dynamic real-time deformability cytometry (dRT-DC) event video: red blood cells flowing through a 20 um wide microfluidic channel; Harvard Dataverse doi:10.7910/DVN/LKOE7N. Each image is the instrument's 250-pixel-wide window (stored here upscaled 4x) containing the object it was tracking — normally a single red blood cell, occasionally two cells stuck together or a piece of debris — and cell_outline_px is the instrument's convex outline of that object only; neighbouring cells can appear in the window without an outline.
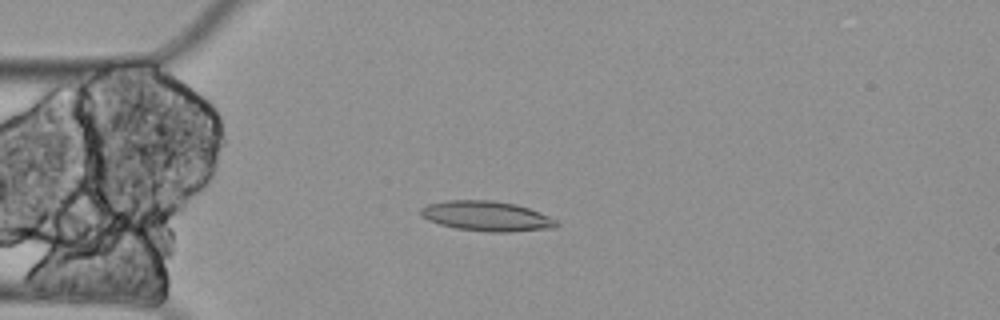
{"species": "Egyptian fruit bat (a non-hibernating species)", "species_latin": "Rousettus aegyptiacus", "temperature_condition": "cold", "stored_images_in_passage": 58, "camera_frame_rate_fps": 3000, "um_per_image_px": 0.085, "animal": {"sex": "female"}, "frame": {"image": 1, "passage_image": 14, "time_ms": 4.333, "image_size_px": [1000, 320], "cell_outline_px": [[560, 224], [556, 228], [512, 232], [488, 232], [456, 228], [440, 224], [428, 220], [420, 212], [420, 208], [428, 204], [448, 200], [492, 200], [516, 204], [540, 212], [556, 220]], "centroid_in_image_um": [41.41, 18.37], "position_along_channel_um": 43.6, "area_um2": 23.76}}
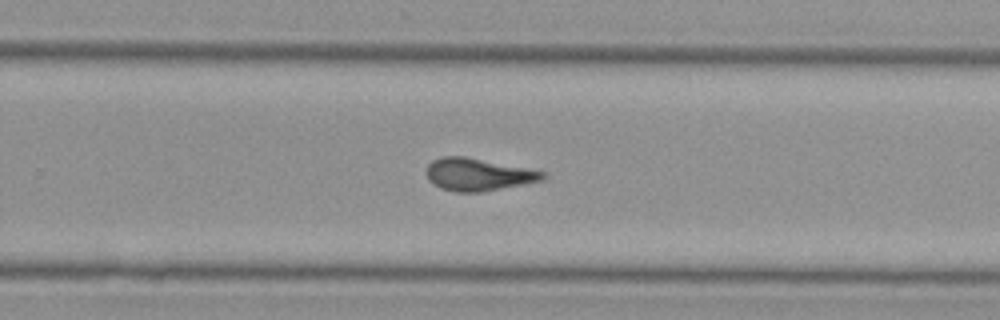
{"frame": {"image": 2, "passage_image": 37, "time_ms": 12.0, "image_size_px": [1000, 320], "cell_outline_px": [[548, 176], [544, 180], [480, 192], [456, 192], [440, 188], [432, 184], [428, 180], [424, 172], [428, 164], [432, 160], [440, 156], [464, 156], [544, 172]], "centroid_in_image_um": [40.56, 14.83], "position_along_channel_um": 289.2, "area_um2": 21.96}}
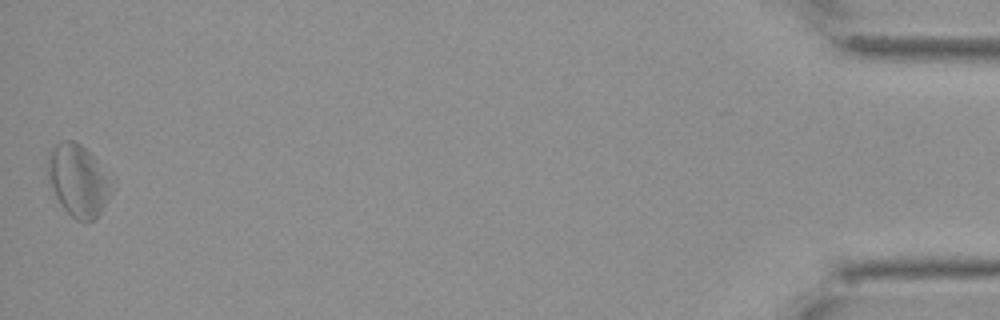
{"frame": {"image": 3, "passage_image": 58, "time_ms": 19.0, "image_size_px": [1000, 320], "cell_outline_px": [[112, 192], [96, 220], [76, 220], [64, 208], [56, 196], [52, 188], [48, 176], [48, 152], [60, 140], [72, 140], [80, 144], [92, 156], [108, 180]], "centroid_in_image_um": [6.6, 15.34], "position_along_channel_um": 428.6, "area_um2": 25.84}, "authors_computed_cell_mechanics": {"area_um2": 22.542, "velocity_mm_per_s": 3.3132, "shape_relaxation_time_tau1_ms": null, "shape_relaxation_time_tau2_ms": 7.8704, "deformation_change_tau1": null, "deformation_change_tau2": 0.1103}}